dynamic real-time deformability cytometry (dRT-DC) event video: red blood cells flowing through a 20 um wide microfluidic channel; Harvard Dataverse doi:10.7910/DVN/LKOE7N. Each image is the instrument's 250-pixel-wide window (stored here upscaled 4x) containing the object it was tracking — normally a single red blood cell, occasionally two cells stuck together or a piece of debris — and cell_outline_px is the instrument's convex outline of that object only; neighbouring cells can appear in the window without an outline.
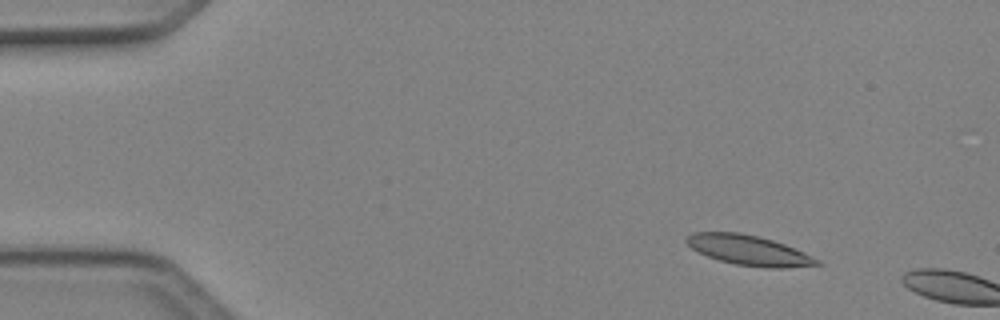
{"species": "Egyptian fruit bat (a non-hibernating species)", "species_latin": "Rousettus aegyptiacus", "temperature_condition": "cold", "stored_images_in_passage": 9, "camera_frame_rate_fps": 3000, "um_per_image_px": 0.085, "animal": {"sex": "female"}, "frame": {"image": 1, "passage_image": 6, "time_ms": 1.667, "image_size_px": [1000, 320], "cell_outline_px": [[824, 264], [784, 268], [772, 268], [736, 264], [720, 260], [708, 256], [692, 248], [684, 240], [692, 232], [740, 232], [772, 240], [784, 244], [804, 252], [820, 260]], "centroid_in_image_um": [63.67, 21.27], "position_along_channel_um": 21.3, "area_um2": 22.54}}